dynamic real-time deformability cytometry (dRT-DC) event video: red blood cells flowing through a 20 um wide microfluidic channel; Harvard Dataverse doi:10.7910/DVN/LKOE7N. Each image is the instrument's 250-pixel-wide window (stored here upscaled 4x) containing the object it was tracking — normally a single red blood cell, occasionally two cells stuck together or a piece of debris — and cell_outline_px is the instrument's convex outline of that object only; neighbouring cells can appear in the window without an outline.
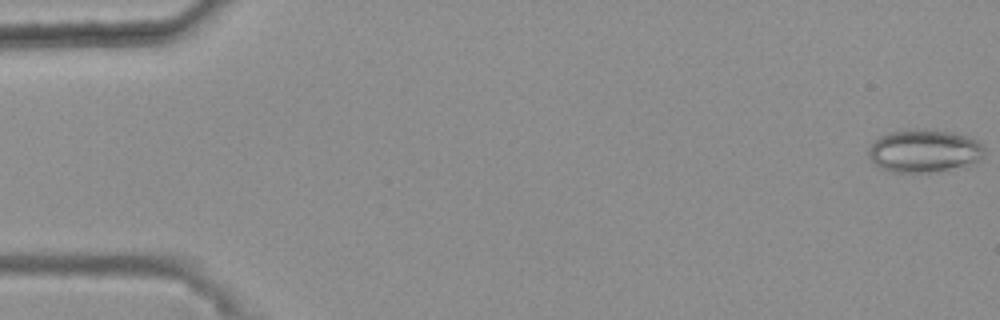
{"species": "common noctule bat (a hibernating species)", "species_latin": "Nyctalus noctula", "temperature_condition": "warm", "stored_images_in_passage": 49, "camera_frame_rate_fps": 3000, "um_per_image_px": 0.085, "animal": {"sex": "female", "body_mass_g": 25.1}, "frame": {"image": 1, "passage_image": 1, "time_ms": 0.0, "image_size_px": [1000, 320], "cell_outline_px": [[984, 156], [968, 168], [932, 172], [896, 172], [880, 168], [868, 156], [868, 148], [880, 136], [888, 132], [912, 128], [924, 128], [952, 132], [968, 136], [976, 140], [984, 148]], "centroid_in_image_um": [78.6, 12.83], "position_along_channel_um": 6.4, "area_um2": 29.59}}
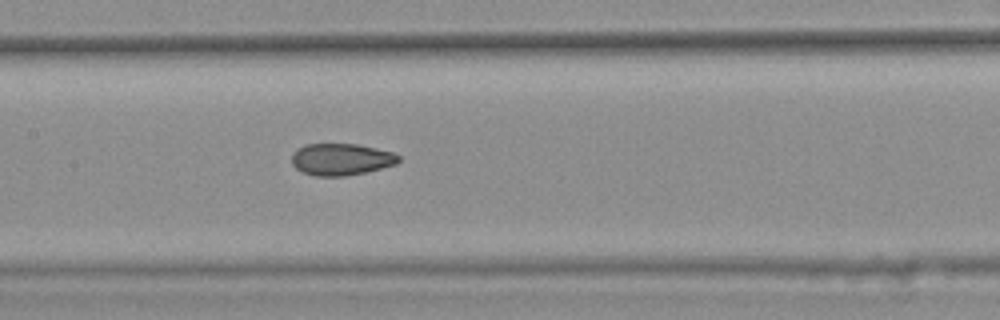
{"frame": {"image": 2, "passage_image": 27, "time_ms": 8.667, "image_size_px": [1000, 320], "cell_outline_px": [[400, 160], [396, 164], [364, 172], [344, 176], [316, 176], [304, 172], [296, 168], [292, 164], [292, 156], [304, 144], [356, 144], [376, 148], [392, 152], [400, 156]], "centroid_in_image_um": [29.01, 13.54], "position_along_channel_um": 178.4, "area_um2": 19.54}}
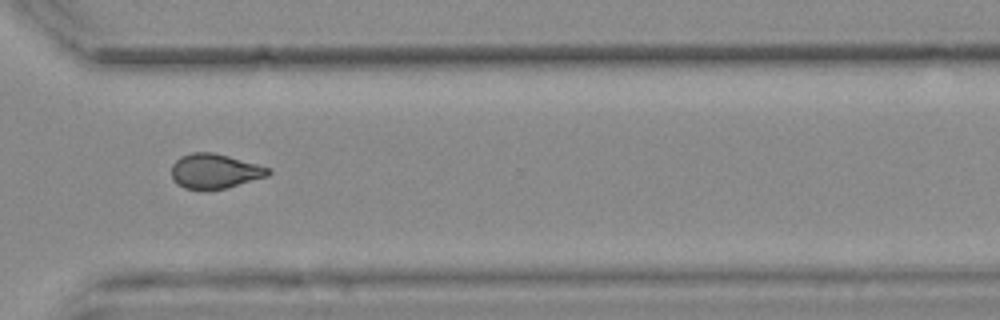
{"frame": {"image": 3, "passage_image": 41, "time_ms": 13.333, "image_size_px": [1000, 320], "cell_outline_px": [[272, 172], [268, 176], [228, 188], [204, 192], [184, 188], [176, 184], [172, 180], [172, 164], [180, 156], [192, 152], [212, 152], [228, 156], [272, 168]], "centroid_in_image_um": [18.25, 14.58], "position_along_channel_um": 352.4, "area_um2": 20.17}, "authors_computed_cell_mechanics": {"area_um2": 20.23, "velocity_mm_per_s": 3.7245, "shape_relaxation_time_tau1_ms": null, "shape_relaxation_time_tau2_ms": 2.3387, "deformation_change_tau1": null, "deformation_change_tau2": 0.0703}}